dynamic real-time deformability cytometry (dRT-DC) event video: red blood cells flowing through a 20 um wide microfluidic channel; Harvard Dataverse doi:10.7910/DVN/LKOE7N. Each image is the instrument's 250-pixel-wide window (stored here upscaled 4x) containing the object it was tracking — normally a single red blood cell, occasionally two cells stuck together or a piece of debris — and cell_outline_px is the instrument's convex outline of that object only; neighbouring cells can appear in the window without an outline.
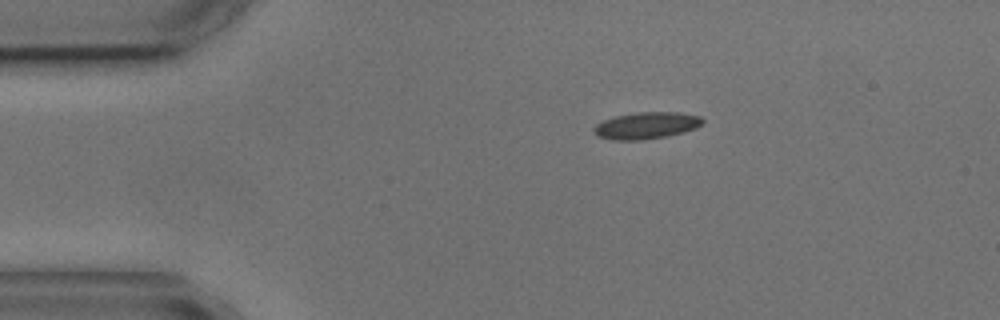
{"species": "common noctule bat (a hibernating species)", "species_latin": "Nyctalus noctula", "temperature_condition": "cold", "stored_images_in_passage": 2, "camera_frame_rate_fps": 3000, "um_per_image_px": 0.085, "animal": {"sex": "male", "body_mass_g": 17.9, "forearm_length_mm": 54.2}, "frame": {"image": 1, "passage_image": 1, "time_ms": 0.0, "image_size_px": [1000, 320], "cell_outline_px": [[704, 124], [696, 128], [684, 132], [668, 136], [644, 140], [612, 140], [596, 136], [592, 128], [596, 124], [604, 120], [616, 116], [636, 112], [680, 112], [700, 116], [704, 120]], "centroid_in_image_um": [54.96, 10.67], "position_along_channel_um": 30.0, "area_um2": 17.22}}